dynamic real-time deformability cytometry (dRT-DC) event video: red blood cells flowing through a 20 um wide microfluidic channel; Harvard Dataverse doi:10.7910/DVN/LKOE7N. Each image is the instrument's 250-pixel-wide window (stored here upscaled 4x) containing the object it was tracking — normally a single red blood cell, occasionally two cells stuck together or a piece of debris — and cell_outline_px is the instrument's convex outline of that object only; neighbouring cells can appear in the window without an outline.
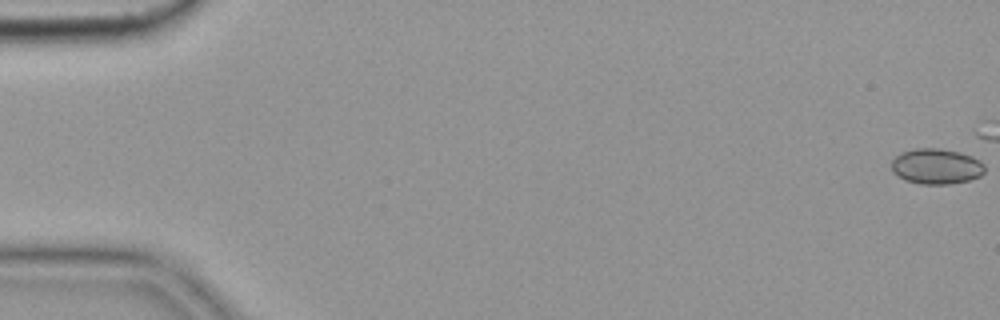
{"species": "common noctule bat (a hibernating species)", "species_latin": "Nyctalus noctula", "temperature_condition": "cold", "stored_images_in_passage": 19, "camera_frame_rate_fps": 3000, "um_per_image_px": 0.085, "animal": {"sex": "female", "body_mass_g": 19.9}, "frame": {"image": 1, "passage_image": 1, "time_ms": 0.0, "image_size_px": [1000, 320], "cell_outline_px": [[984, 172], [980, 176], [968, 180], [948, 184], [920, 184], [904, 180], [892, 172], [892, 160], [900, 152], [916, 148], [940, 148], [960, 152], [972, 156], [980, 160], [984, 164]], "centroid_in_image_um": [79.57, 14.13], "position_along_channel_um": 5.4, "area_um2": 19.42}}
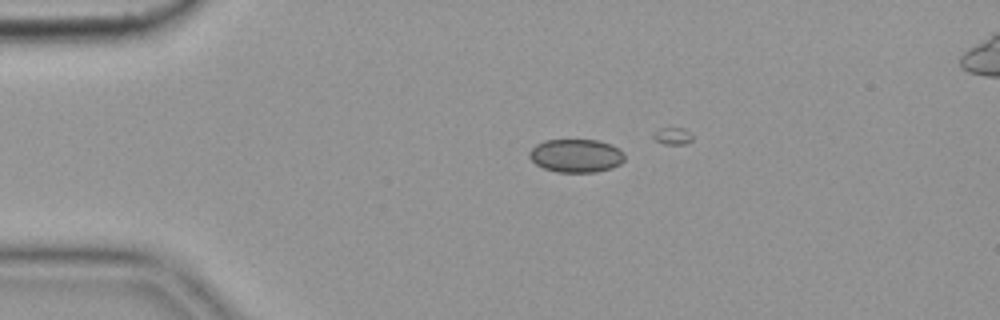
{"frame": {"image": 2, "passage_image": 13, "time_ms": 4.0, "image_size_px": [1000, 320], "cell_outline_px": [[624, 160], [620, 164], [612, 168], [596, 172], [556, 172], [544, 168], [536, 164], [528, 156], [528, 152], [536, 144], [544, 140], [596, 140], [612, 144], [620, 148], [624, 152]], "centroid_in_image_um": [48.98, 13.23], "position_along_channel_um": 36.0, "area_um2": 18.67}}